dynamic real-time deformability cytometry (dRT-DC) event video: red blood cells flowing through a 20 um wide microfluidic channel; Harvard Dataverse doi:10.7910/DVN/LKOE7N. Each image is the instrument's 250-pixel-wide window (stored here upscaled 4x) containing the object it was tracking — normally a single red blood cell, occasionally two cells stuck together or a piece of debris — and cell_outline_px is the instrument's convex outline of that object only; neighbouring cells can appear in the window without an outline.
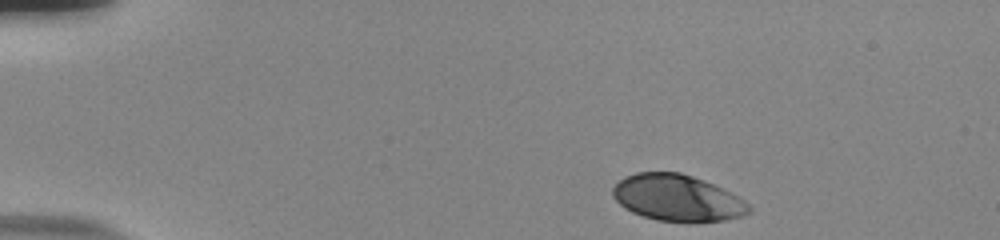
{"species": "human", "species_latin": "Homo sapiens", "temperature_condition": "room temperature", "stored_images_in_passage": 46, "camera_frame_rate_fps": 3000, "um_per_image_px": 0.085, "donor": {"sex": "male"}, "frame": {"image": 1, "passage_image": 1, "time_ms": 0.0, "image_size_px": [1000, 240], "cell_outline_px": [[752, 212], [740, 216], [724, 220], [656, 220], [632, 212], [624, 208], [612, 196], [612, 188], [624, 176], [636, 172], [680, 172], [704, 180], [744, 200], [752, 208]], "centroid_in_image_um": [57.53, 16.8], "position_along_channel_um": 27.5, "area_um2": 36.18}}
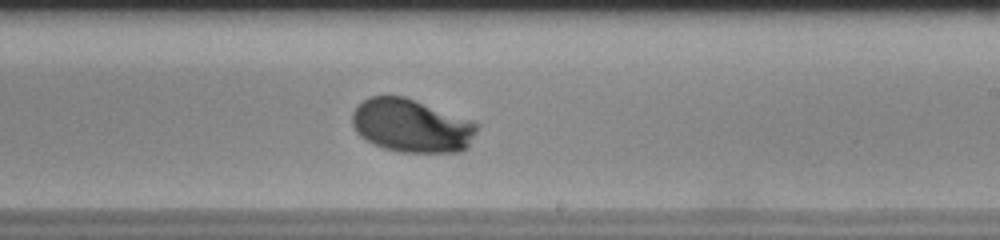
{"frame": {"image": 2, "passage_image": 26, "time_ms": 8.333, "image_size_px": [1000, 240], "cell_outline_px": [[476, 132], [468, 148], [460, 152], [400, 152], [384, 148], [360, 136], [356, 132], [352, 124], [352, 112], [364, 100], [372, 96], [404, 96], [472, 120], [476, 124]], "centroid_in_image_um": [34.99, 10.69], "position_along_channel_um": 254.0, "area_um2": 38.55}}
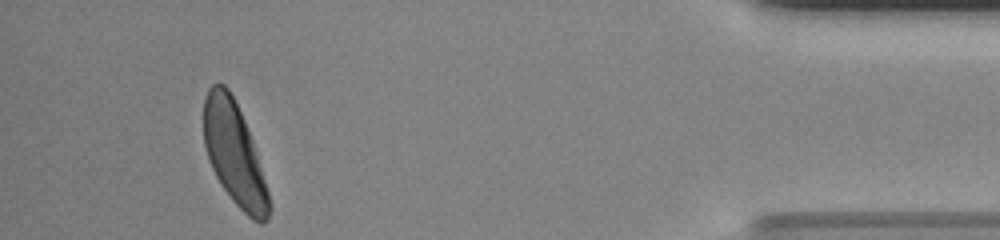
{"frame": {"image": 3, "passage_image": 43, "time_ms": 14.0, "image_size_px": [1000, 240], "cell_outline_px": [[272, 208], [268, 220], [260, 224], [252, 220], [232, 200], [220, 184], [212, 168], [204, 144], [204, 96], [208, 88], [212, 84], [224, 84], [228, 88], [244, 120], [252, 140], [268, 192]], "centroid_in_image_um": [19.91, 13.11], "position_along_channel_um": 415.3, "area_um2": 38.61}, "authors_computed_cell_mechanics": {"area_um2": 38.3503, "velocity_mm_per_s": 3.7988, "shape_relaxation_time_tau1_ms": 1.9575, "shape_relaxation_time_tau2_ms": null, "deformation_change_tau1": 0.1426, "deformation_change_tau2": null}}